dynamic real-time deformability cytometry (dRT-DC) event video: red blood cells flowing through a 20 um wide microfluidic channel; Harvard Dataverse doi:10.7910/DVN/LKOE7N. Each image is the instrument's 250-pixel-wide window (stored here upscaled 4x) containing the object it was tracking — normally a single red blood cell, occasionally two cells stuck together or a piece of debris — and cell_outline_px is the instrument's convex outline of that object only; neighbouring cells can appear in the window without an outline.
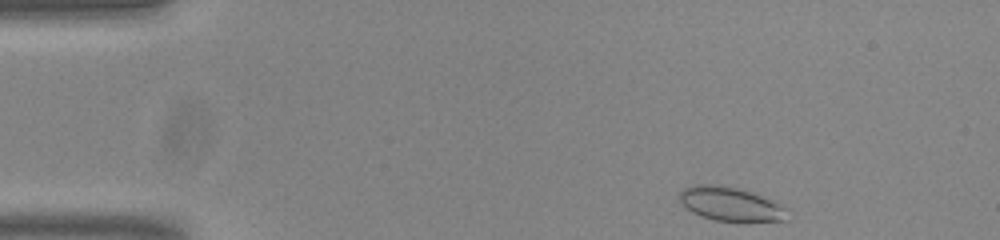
{"species": "common noctule bat (a hibernating species)", "species_latin": "Nyctalus noctula", "temperature_condition": "room temperature", "stored_images_in_passage": 47, "camera_frame_rate_fps": 3000, "um_per_image_px": 0.085, "animal": {"sex": "male", "body_mass_g": 20.0, "forearm_length_mm": 53.3}, "frame": {"image": 1, "passage_image": 1, "time_ms": 0.0, "image_size_px": [1000, 240], "cell_outline_px": [[788, 220], [716, 220], [700, 216], [692, 212], [680, 200], [680, 192], [684, 188], [696, 184], [708, 184], [736, 188], [776, 200], [788, 208]], "centroid_in_image_um": [62.15, 17.33], "position_along_channel_um": 22.9, "area_um2": 20.92}}
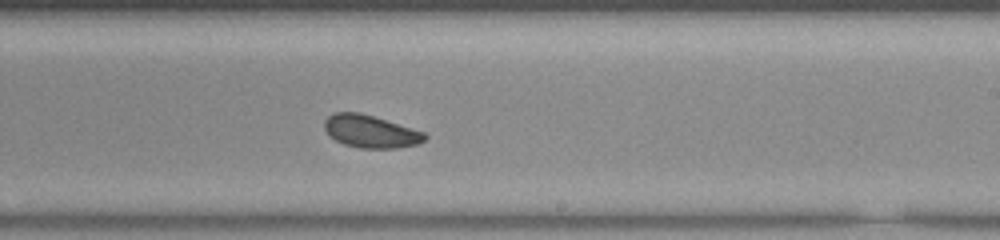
{"frame": {"image": 2, "passage_image": 26, "time_ms": 8.333, "image_size_px": [1000, 240], "cell_outline_px": [[428, 136], [424, 140], [416, 144], [396, 148], [360, 148], [344, 144], [328, 136], [324, 128], [324, 120], [332, 112], [360, 112], [424, 132]], "centroid_in_image_um": [31.44, 11.16], "position_along_channel_um": 257.6, "area_um2": 19.02}}
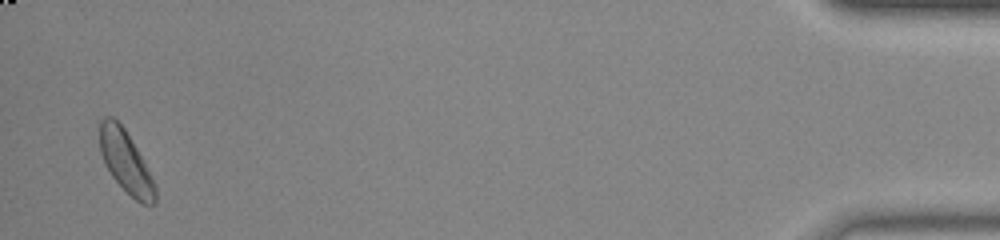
{"frame": {"image": 3, "passage_image": 46, "time_ms": 15.0, "image_size_px": [1000, 240], "cell_outline_px": [[156, 204], [140, 204], [112, 176], [104, 164], [100, 152], [100, 120], [104, 116], [112, 116], [124, 128], [136, 148], [152, 176], [156, 184]], "centroid_in_image_um": [10.69, 13.75], "position_along_channel_um": 424.5, "area_um2": 19.83}, "authors_computed_cell_mechanics": {"area_um2": 19.4208, "velocity_mm_per_s": 3.7919, "shape_relaxation_time_tau1_ms": 2.3606, "shape_relaxation_time_tau2_ms": 4.1428, "deformation_change_tau1": 0.0634, "deformation_change_tau2": 0.0778}}